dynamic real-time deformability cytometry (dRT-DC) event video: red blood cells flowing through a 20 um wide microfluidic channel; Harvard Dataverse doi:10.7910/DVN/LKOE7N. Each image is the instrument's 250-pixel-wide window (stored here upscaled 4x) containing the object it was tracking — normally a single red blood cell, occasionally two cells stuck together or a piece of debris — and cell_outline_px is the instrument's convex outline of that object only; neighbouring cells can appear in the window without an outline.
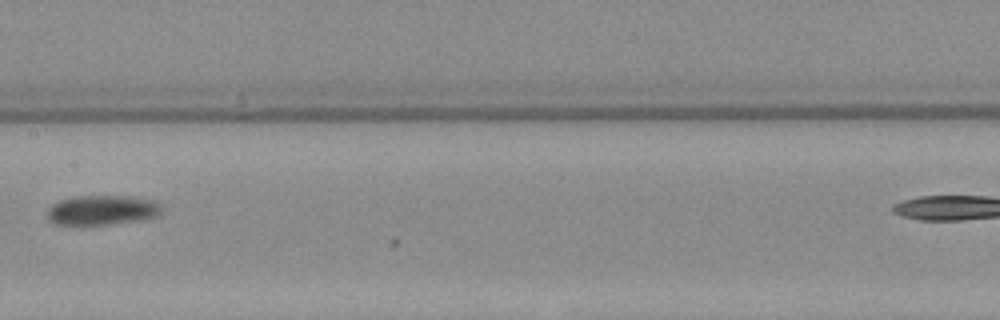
{"species": "Egyptian fruit bat (a non-hibernating species)", "species_latin": "Rousettus aegyptiacus", "temperature_condition": "warm", "stored_images_in_passage": 8, "camera_frame_rate_fps": 3000, "um_per_image_px": 0.085, "animal": {"sex": "female"}, "frame": {"image": 1, "passage_image": 6, "time_ms": 1.667, "image_size_px": [1000, 320], "cell_outline_px": [[164, 204], [160, 212], [156, 216], [140, 220], [80, 228], [52, 224], [48, 220], [48, 208], [52, 204], [60, 200], [76, 196], [132, 196], [156, 200]], "centroid_in_image_um": [8.64, 17.9], "position_along_channel_um": 198.8, "area_um2": 20.81}}